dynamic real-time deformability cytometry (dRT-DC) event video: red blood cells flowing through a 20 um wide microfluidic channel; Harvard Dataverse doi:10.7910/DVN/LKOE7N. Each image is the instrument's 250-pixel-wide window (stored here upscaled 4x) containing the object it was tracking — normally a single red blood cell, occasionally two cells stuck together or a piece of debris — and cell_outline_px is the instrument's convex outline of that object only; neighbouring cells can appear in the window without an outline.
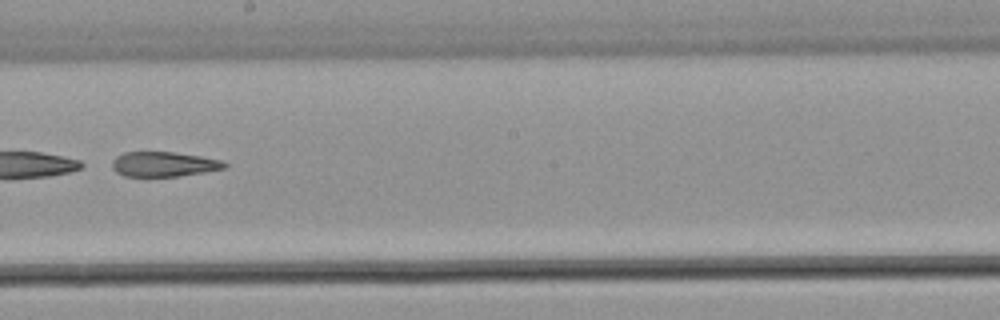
{"species": "common noctule bat (a hibernating species)", "species_latin": "Nyctalus noctula", "temperature_condition": "warm", "stored_images_in_passage": 53, "camera_frame_rate_fps": 3000, "um_per_image_px": 0.085, "animal": {"sex": "male", "body_mass_g": 21.5, "forearm_length_mm": 52.0}, "frame": {"image": 1, "passage_image": 31, "time_ms": 10.0, "image_size_px": [1000, 320], "cell_outline_px": [[228, 168], [204, 172], [176, 176], [124, 176], [116, 172], [112, 168], [112, 160], [116, 156], [124, 152], [172, 152], [200, 156], [220, 160], [228, 164]], "centroid_in_image_um": [13.91, 13.95], "position_along_channel_um": 234.3, "area_um2": 16.24}}